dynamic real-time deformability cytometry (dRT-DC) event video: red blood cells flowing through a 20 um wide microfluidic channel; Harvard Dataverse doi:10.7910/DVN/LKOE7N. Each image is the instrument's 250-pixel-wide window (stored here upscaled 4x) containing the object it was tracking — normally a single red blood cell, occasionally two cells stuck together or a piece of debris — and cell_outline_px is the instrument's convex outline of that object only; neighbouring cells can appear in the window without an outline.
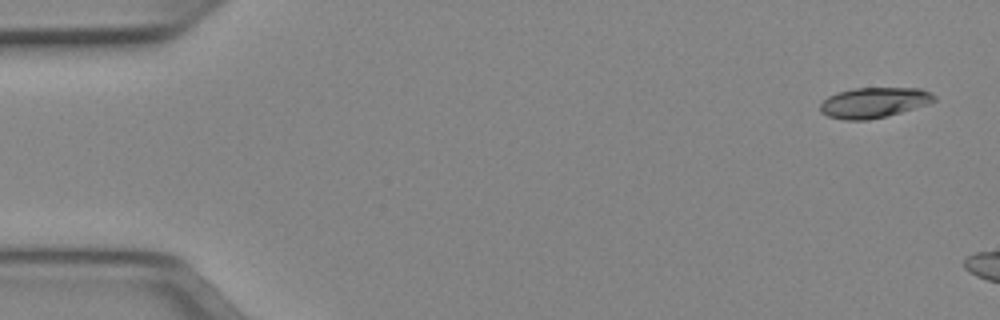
{"species": "Egyptian fruit bat (a non-hibernating species)", "species_latin": "Rousettus aegyptiacus", "temperature_condition": "cold", "stored_images_in_passage": 7, "camera_frame_rate_fps": 3000, "um_per_image_px": 0.085, "animal": {"sex": "female"}, "frame": {"image": 1, "passage_image": 1, "time_ms": 0.0, "image_size_px": [1000, 320], "cell_outline_px": [[936, 100], [888, 116], [868, 120], [844, 120], [828, 116], [820, 112], [820, 104], [828, 96], [836, 92], [856, 88], [920, 88], [936, 96]], "centroid_in_image_um": [74.22, 8.72], "position_along_channel_um": 10.8, "area_um2": 20.0}}